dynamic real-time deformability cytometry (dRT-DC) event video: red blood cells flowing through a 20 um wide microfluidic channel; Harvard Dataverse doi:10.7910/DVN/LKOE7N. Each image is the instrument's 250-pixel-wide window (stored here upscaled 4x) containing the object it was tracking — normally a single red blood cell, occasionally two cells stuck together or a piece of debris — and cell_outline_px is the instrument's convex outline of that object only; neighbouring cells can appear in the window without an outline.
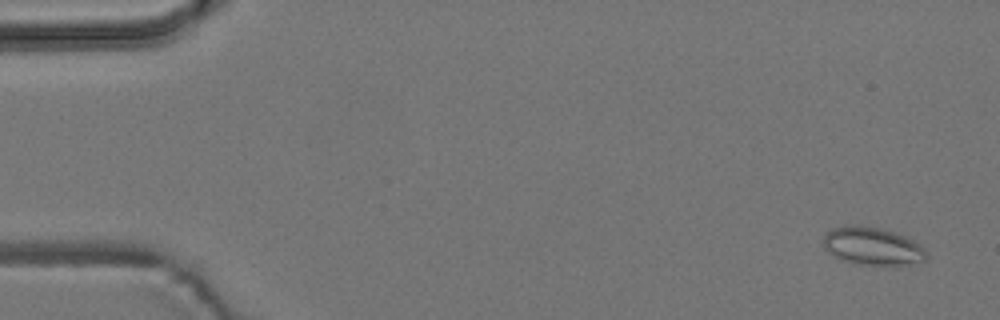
{"species": "common noctule bat (a hibernating species)", "species_latin": "Nyctalus noctula", "temperature_condition": "room temperature", "stored_images_in_passage": 57, "camera_frame_rate_fps": 3000, "um_per_image_px": 0.085, "animal": {"sex": "male", "body_mass_g": 19.2, "forearm_length_mm": 51.8}, "frame": {"image": 1, "passage_image": 3, "time_ms": 0.667, "image_size_px": [1000, 320], "cell_outline_px": [[928, 256], [924, 260], [896, 268], [892, 268], [852, 264], [840, 260], [828, 252], [824, 248], [824, 236], [832, 228], [852, 224], [880, 228], [904, 236], [920, 244], [928, 252]], "centroid_in_image_um": [74.18, 20.99], "position_along_channel_um": 10.8, "area_um2": 23.52}}
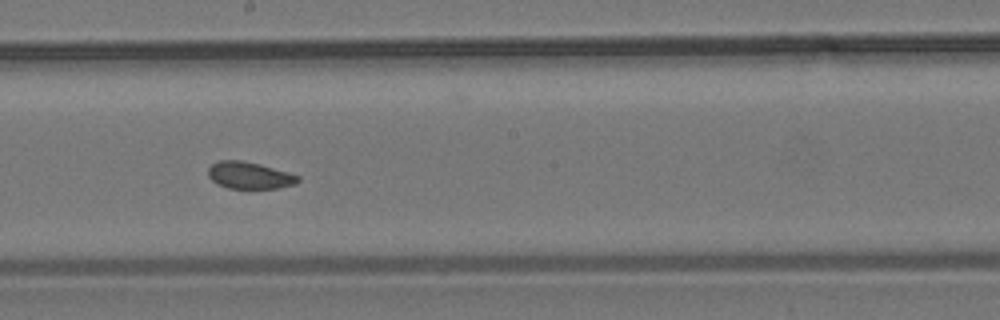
{"frame": {"image": 2, "passage_image": 31, "time_ms": 10.0, "image_size_px": [1000, 320], "cell_outline_px": [[300, 180], [296, 184], [276, 188], [228, 188], [216, 184], [208, 176], [208, 168], [212, 164], [220, 160], [240, 160], [260, 164], [288, 172], [300, 176]], "centroid_in_image_um": [21.2, 14.9], "position_along_channel_um": 227.0, "area_um2": 14.1}}
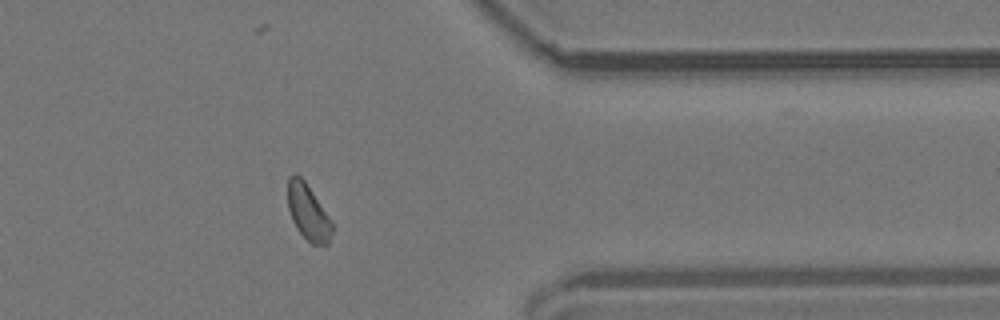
{"frame": {"image": 3, "passage_image": 45, "time_ms": 14.667, "image_size_px": [1000, 320], "cell_outline_px": [[332, 232], [328, 244], [312, 244], [296, 228], [292, 220], [288, 208], [288, 176], [292, 172], [296, 172], [304, 180], [332, 220]], "centroid_in_image_um": [26.17, 18.0], "position_along_channel_um": 385.2, "area_um2": 14.39}, "authors_computed_cell_mechanics": {"area_um2": 14.9702, "velocity_mm_per_s": 3.7175, "shape_relaxation_time_tau1_ms": null, "shape_relaxation_time_tau2_ms": 3.6541, "deformation_change_tau1": null, "deformation_change_tau2": 0.0586}}